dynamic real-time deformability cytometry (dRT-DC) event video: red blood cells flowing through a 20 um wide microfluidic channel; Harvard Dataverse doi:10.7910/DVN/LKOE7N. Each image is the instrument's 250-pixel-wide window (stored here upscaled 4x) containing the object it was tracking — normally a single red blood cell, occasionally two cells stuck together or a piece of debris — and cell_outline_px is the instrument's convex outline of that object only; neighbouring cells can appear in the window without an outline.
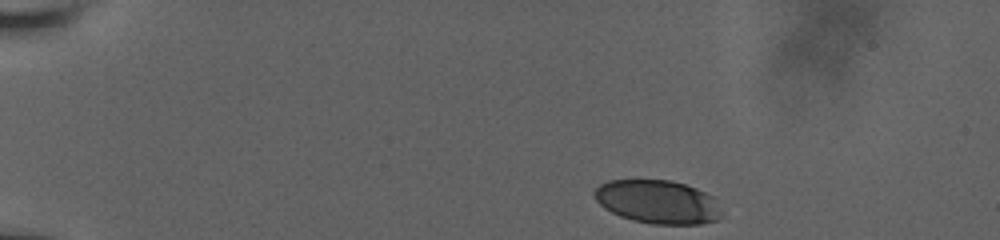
{"species": "human", "species_latin": "Homo sapiens", "temperature_condition": "room temperature", "stored_images_in_passage": 41, "camera_frame_rate_fps": 3000, "um_per_image_px": 0.085, "donor": {"sex": "male"}, "frame": {"image": 1, "passage_image": 1, "time_ms": 0.0, "image_size_px": [1000, 240], "cell_outline_px": [[720, 216], [716, 220], [700, 224], [652, 224], [632, 220], [620, 216], [604, 208], [596, 200], [592, 192], [600, 184], [608, 180], [672, 180], [696, 188], [712, 196], [720, 212]], "centroid_in_image_um": [55.85, 17.15], "position_along_channel_um": 29.1, "area_um2": 32.08}}
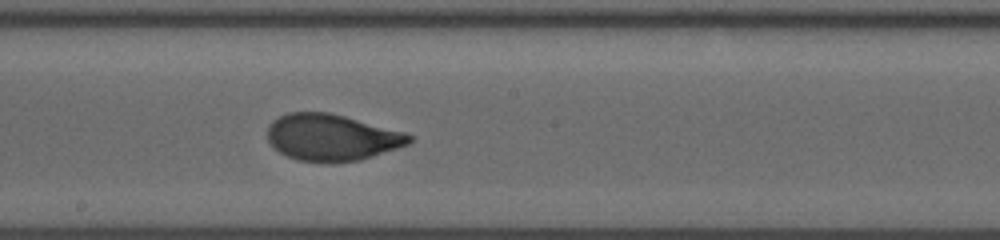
{"frame": {"image": 2, "passage_image": 24, "time_ms": 7.667, "image_size_px": [1000, 240], "cell_outline_px": [[412, 140], [408, 144], [360, 160], [328, 164], [296, 160], [280, 152], [268, 140], [268, 124], [272, 120], [288, 112], [328, 112], [344, 116], [404, 132], [412, 136]], "centroid_in_image_um": [28.16, 11.69], "position_along_channel_um": 220.0, "area_um2": 38.44}}
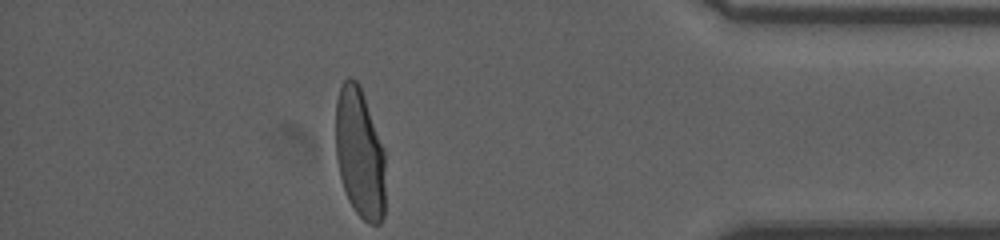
{"frame": {"image": 3, "passage_image": 41, "time_ms": 13.333, "image_size_px": [1000, 240], "cell_outline_px": [[384, 216], [380, 224], [368, 224], [356, 212], [348, 200], [340, 176], [336, 156], [336, 100], [340, 88], [344, 80], [348, 76], [352, 76], [360, 84], [384, 148]], "centroid_in_image_um": [30.58, 13.0], "position_along_channel_um": 404.6, "area_um2": 37.92}, "authors_computed_cell_mechanics": {"area_um2": 37.859, "velocity_mm_per_s": 3.8083, "shape_relaxation_time_tau1_ms": 4.1905, "shape_relaxation_time_tau2_ms": null, "deformation_change_tau1": 0.1831, "deformation_change_tau2": null}}